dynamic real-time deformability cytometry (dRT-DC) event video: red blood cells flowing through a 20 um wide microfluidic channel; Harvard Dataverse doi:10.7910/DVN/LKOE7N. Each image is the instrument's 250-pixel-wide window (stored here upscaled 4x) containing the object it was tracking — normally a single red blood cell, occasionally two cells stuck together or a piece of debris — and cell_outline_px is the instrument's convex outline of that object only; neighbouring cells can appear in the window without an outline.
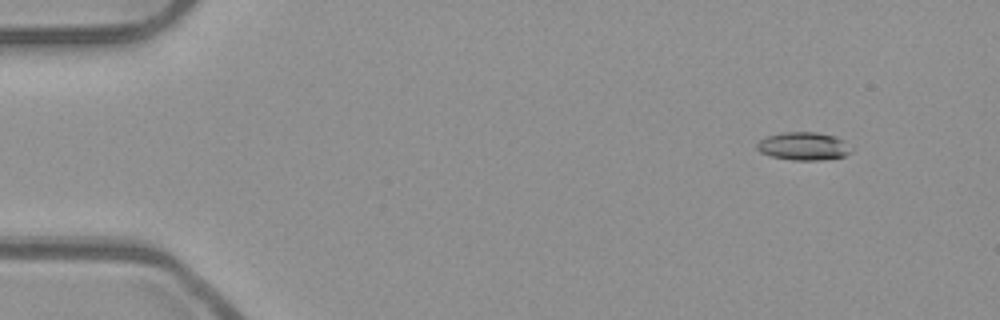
{"species": "common noctule bat (a hibernating species)", "species_latin": "Nyctalus noctula", "temperature_condition": "room temperature", "stored_images_in_passage": 53, "camera_frame_rate_fps": 3000, "um_per_image_px": 0.085, "animal": {"sex": "male", "body_mass_g": 23.1, "forearm_length_mm": 52.7}, "frame": {"image": 1, "passage_image": 6, "time_ms": 1.667, "image_size_px": [1000, 320], "cell_outline_px": [[852, 152], [844, 156], [820, 160], [792, 160], [772, 156], [760, 152], [756, 148], [756, 144], [760, 140], [768, 136], [780, 132], [816, 132], [836, 136], [844, 140]], "centroid_in_image_um": [68.29, 12.42], "position_along_channel_um": 16.7, "area_um2": 15.37}}
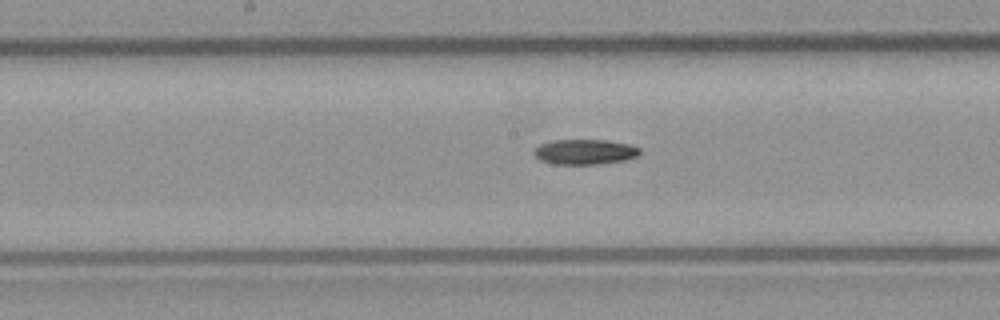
{"frame": {"image": 2, "passage_image": 28, "time_ms": 9.0, "image_size_px": [1000, 320], "cell_outline_px": [[640, 156], [628, 160], [600, 164], [552, 164], [540, 160], [532, 152], [540, 144], [552, 140], [608, 140], [628, 144], [640, 148]], "centroid_in_image_um": [49.74, 12.91], "position_along_channel_um": 198.5, "area_um2": 15.72}}
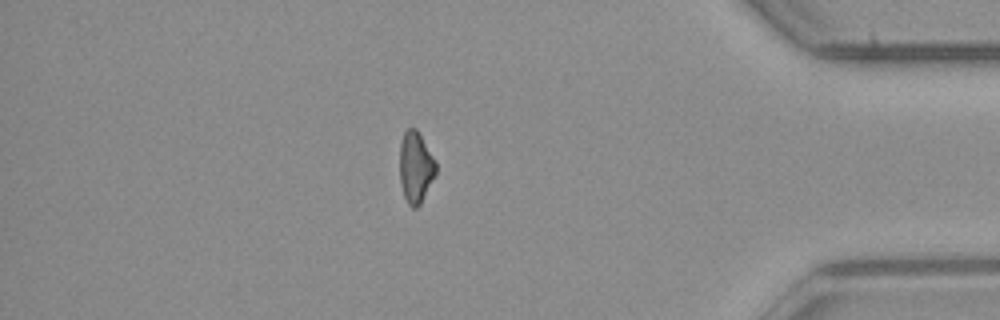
{"frame": {"image": 3, "passage_image": 46, "time_ms": 15.0, "image_size_px": [1000, 320], "cell_outline_px": [[436, 172], [420, 204], [416, 208], [412, 208], [408, 204], [404, 196], [400, 184], [400, 140], [404, 132], [408, 128], [416, 128], [436, 160]], "centroid_in_image_um": [35.32, 14.2], "position_along_channel_um": 399.9, "area_um2": 15.03}}